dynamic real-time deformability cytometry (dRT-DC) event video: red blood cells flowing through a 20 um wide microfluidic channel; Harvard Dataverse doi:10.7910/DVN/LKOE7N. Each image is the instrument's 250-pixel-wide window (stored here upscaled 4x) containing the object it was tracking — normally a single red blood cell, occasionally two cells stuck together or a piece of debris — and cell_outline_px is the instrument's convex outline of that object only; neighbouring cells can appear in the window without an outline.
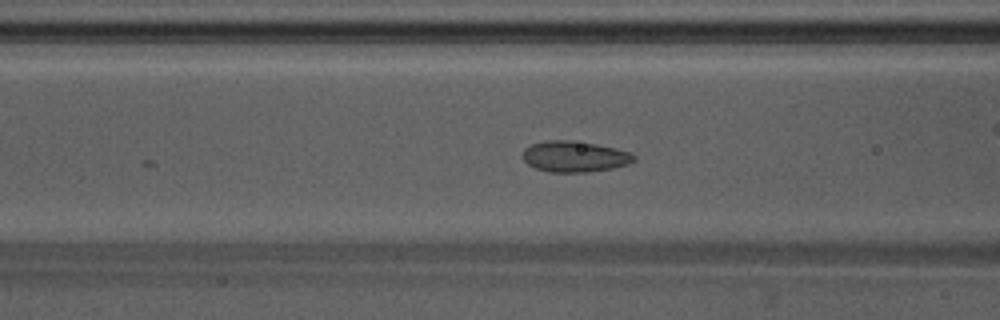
{"species": "Egyptian fruit bat (a non-hibernating species)", "species_latin": "Rousettus aegyptiacus", "temperature_condition": "warm", "stored_images_in_passage": 28, "camera_frame_rate_fps": 3000, "um_per_image_px": 0.085, "animal": {"sex": "male"}, "frame": {"image": 1, "passage_image": 20, "time_ms": 6.333, "image_size_px": [1000, 320], "cell_outline_px": [[636, 160], [628, 164], [612, 168], [588, 172], [548, 172], [536, 168], [528, 164], [520, 156], [524, 148], [532, 144], [548, 140], [572, 140], [596, 144], [632, 152], [636, 156]], "centroid_in_image_um": [48.83, 13.3], "position_along_channel_um": 117.8, "area_um2": 20.23}}
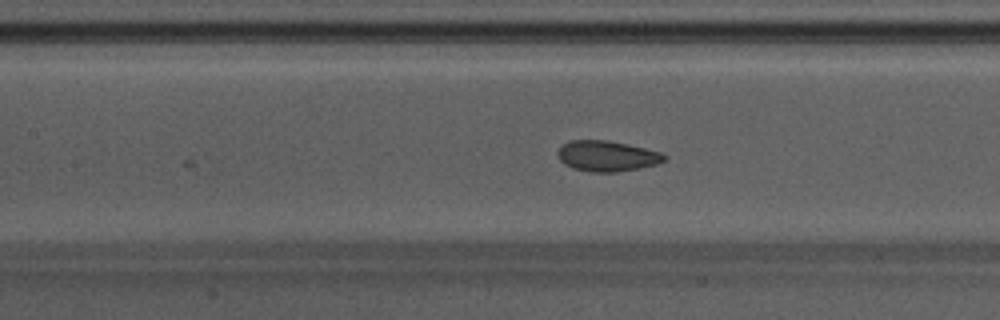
{"frame": {"image": 2, "passage_image": 23, "time_ms": 7.333, "image_size_px": [1000, 320], "cell_outline_px": [[668, 156], [664, 160], [656, 164], [640, 168], [616, 172], [592, 172], [572, 168], [564, 164], [560, 160], [556, 152], [564, 144], [572, 140], [608, 140], [628, 144], [660, 152]], "centroid_in_image_um": [51.58, 13.26], "position_along_channel_um": 155.8, "area_um2": 18.96}}